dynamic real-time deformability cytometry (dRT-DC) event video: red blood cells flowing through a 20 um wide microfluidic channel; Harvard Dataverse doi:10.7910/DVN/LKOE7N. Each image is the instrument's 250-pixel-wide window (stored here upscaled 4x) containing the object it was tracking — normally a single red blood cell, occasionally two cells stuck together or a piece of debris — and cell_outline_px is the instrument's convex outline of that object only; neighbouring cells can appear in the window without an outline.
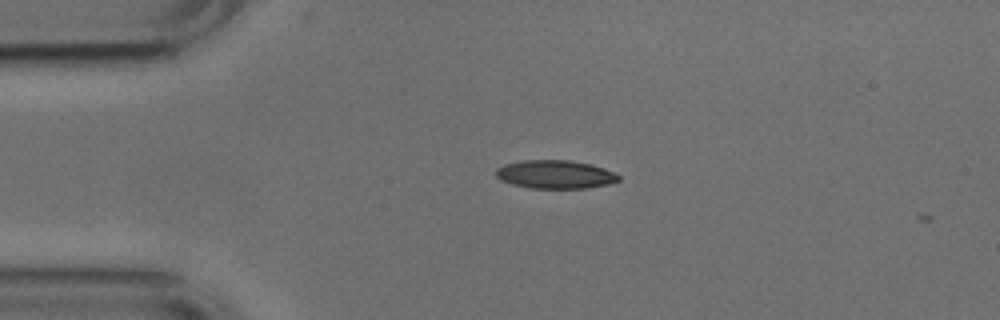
{"species": "common noctule bat (a hibernating species)", "species_latin": "Nyctalus noctula", "temperature_condition": "cold", "stored_images_in_passage": 2, "camera_frame_rate_fps": 3000, "um_per_image_px": 0.085, "animal": {"sex": "male", "body_mass_g": 17.9, "forearm_length_mm": 54.2}, "frame": {"image": 1, "passage_image": 1, "time_ms": 0.0, "image_size_px": [1000, 320], "cell_outline_px": [[620, 180], [608, 184], [584, 188], [532, 188], [512, 184], [500, 180], [496, 176], [496, 168], [504, 164], [520, 160], [568, 160], [592, 164], [604, 168], [620, 176]], "centroid_in_image_um": [47.17, 14.81], "position_along_channel_um": 37.8, "area_um2": 20.29}}